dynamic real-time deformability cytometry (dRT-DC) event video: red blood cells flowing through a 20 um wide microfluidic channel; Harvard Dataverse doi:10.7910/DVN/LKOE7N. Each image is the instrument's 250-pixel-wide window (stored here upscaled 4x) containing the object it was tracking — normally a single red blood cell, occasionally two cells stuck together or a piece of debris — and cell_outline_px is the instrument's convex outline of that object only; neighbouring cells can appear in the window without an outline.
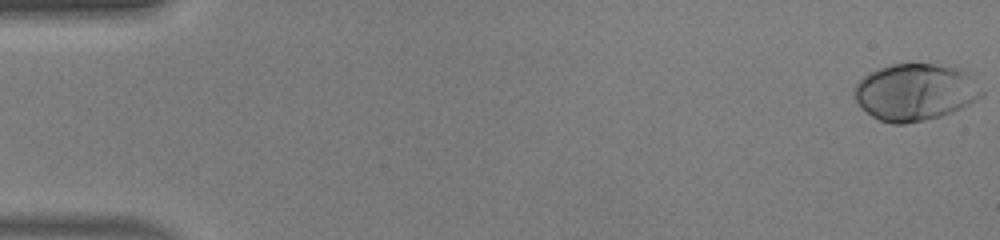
{"species": "human", "species_latin": "Homo sapiens", "temperature_condition": "warm", "stored_images_in_passage": 50, "camera_frame_rate_fps": 3000, "um_per_image_px": 0.085, "donor": {"sex": "male"}, "frame": {"image": 1, "passage_image": 1, "time_ms": 0.0, "image_size_px": [1000, 240], "cell_outline_px": [[984, 96], [952, 112], [940, 116], [924, 120], [904, 124], [892, 124], [880, 120], [872, 116], [856, 100], [856, 84], [868, 72], [892, 64], [936, 64], [956, 68], [972, 76], [984, 92]], "centroid_in_image_um": [77.82, 7.83], "position_along_channel_um": 7.2, "area_um2": 41.79}}
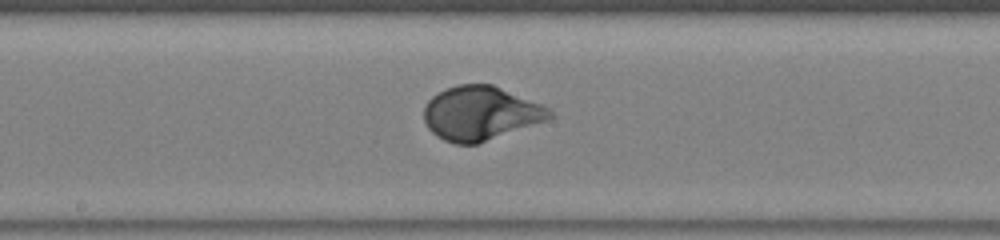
{"frame": {"image": 2, "passage_image": 27, "time_ms": 8.667, "image_size_px": [1000, 240], "cell_outline_px": [[552, 116], [548, 120], [480, 144], [456, 144], [444, 140], [436, 136], [428, 128], [424, 120], [424, 104], [432, 96], [444, 88], [460, 84], [492, 84], [544, 104], [552, 112]], "centroid_in_image_um": [40.85, 9.63], "position_along_channel_um": 207.3, "area_um2": 40.06}}
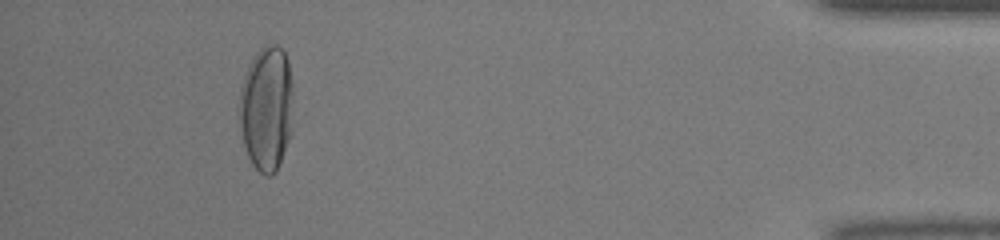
{"frame": {"image": 3, "passage_image": 46, "time_ms": 15.0, "image_size_px": [1000, 240], "cell_outline_px": [[292, 132], [276, 172], [272, 176], [264, 176], [252, 164], [248, 156], [236, 120], [236, 108], [240, 88], [248, 64], [256, 52], [260, 48], [268, 44], [276, 44], [284, 52], [288, 60], [292, 80]], "centroid_in_image_um": [22.61, 9.22], "position_along_channel_um": 412.6, "area_um2": 40.46}, "authors_computed_cell_mechanics": {"area_um2": 39.5352, "velocity_mm_per_s": 4.1798, "shape_relaxation_time_tau1_ms": 2.6053, "shape_relaxation_time_tau2_ms": null, "deformation_change_tau1": 0.1984, "deformation_change_tau2": null}}